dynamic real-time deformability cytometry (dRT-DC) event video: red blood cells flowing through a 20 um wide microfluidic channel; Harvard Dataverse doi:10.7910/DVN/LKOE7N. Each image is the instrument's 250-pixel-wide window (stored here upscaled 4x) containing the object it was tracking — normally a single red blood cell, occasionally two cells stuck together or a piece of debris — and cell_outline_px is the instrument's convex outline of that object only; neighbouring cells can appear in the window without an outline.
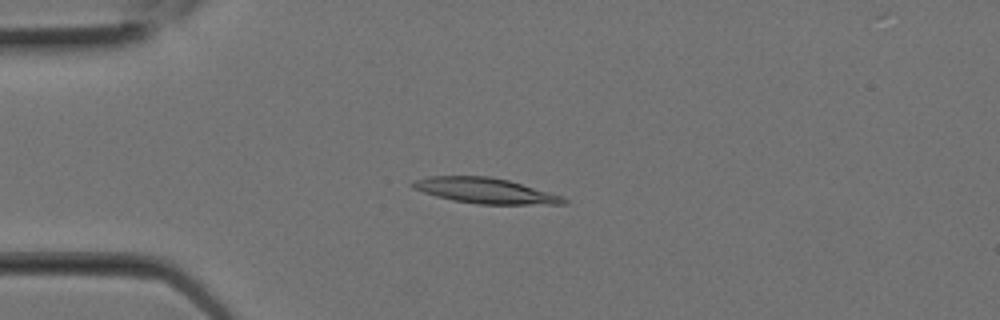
{"species": "Egyptian fruit bat (a non-hibernating species)", "species_latin": "Rousettus aegyptiacus", "temperature_condition": "room temperature", "stored_images_in_passage": 1, "camera_frame_rate_fps": 3000, "um_per_image_px": 0.085, "animal": {"sex": "female"}, "frame": {"image": 1, "passage_image": 1, "time_ms": 0.0, "image_size_px": [1000, 320], "cell_outline_px": [[568, 204], [480, 204], [452, 200], [436, 196], [412, 188], [408, 184], [412, 180], [428, 176], [488, 176], [508, 180], [564, 196], [568, 200]], "centroid_in_image_um": [41.22, 16.2], "position_along_channel_um": 43.8, "area_um2": 22.48}}